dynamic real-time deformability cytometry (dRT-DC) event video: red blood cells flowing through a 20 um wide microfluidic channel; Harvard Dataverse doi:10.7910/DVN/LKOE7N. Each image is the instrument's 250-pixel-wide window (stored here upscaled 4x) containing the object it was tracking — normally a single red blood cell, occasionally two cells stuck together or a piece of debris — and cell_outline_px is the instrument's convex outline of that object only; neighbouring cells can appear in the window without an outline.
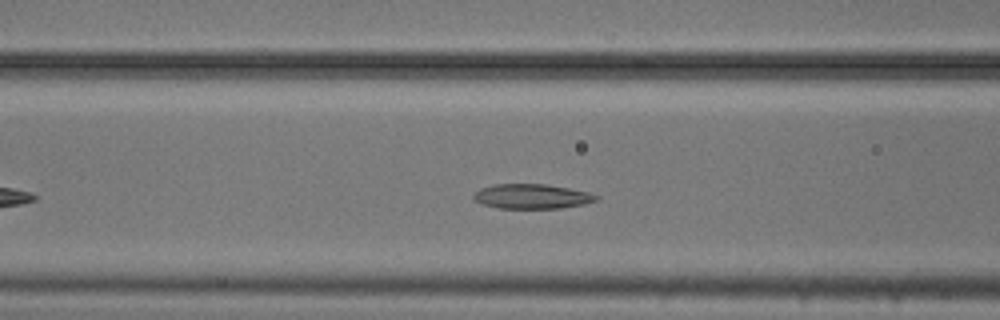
{"species": "common noctule bat (a hibernating species)", "species_latin": "Nyctalus noctula", "temperature_condition": "cold", "stored_images_in_passage": 31, "camera_frame_rate_fps": 3000, "um_per_image_px": 0.085, "animal": {"sex": "male", "body_mass_g": 20.5, "forearm_length_mm": 52.5}, "frame": {"image": 1, "passage_image": 13, "time_ms": 4.0, "image_size_px": [1000, 320], "cell_outline_px": [[600, 200], [584, 204], [560, 208], [496, 208], [484, 204], [476, 200], [472, 196], [480, 188], [496, 184], [548, 184], [588, 192], [600, 196]], "centroid_in_image_um": [45.26, 16.69], "position_along_channel_um": 121.3, "area_um2": 17.63}}
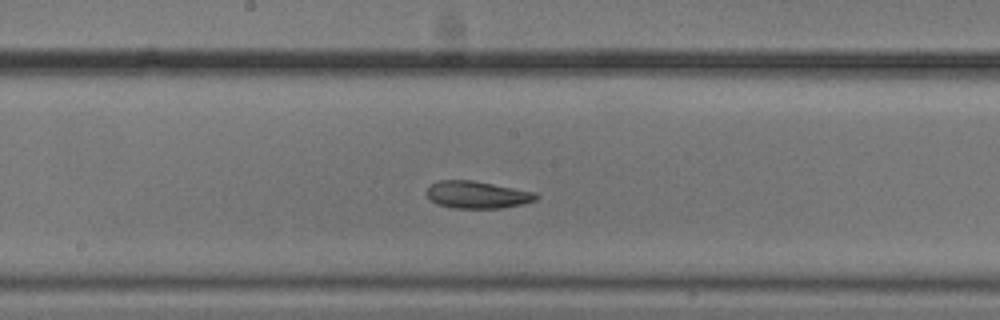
{"frame": {"image": 2, "passage_image": 20, "time_ms": 6.333, "image_size_px": [1000, 320], "cell_outline_px": [[540, 196], [536, 200], [524, 204], [500, 208], [452, 208], [436, 204], [428, 196], [428, 188], [432, 184], [440, 180], [472, 180], [536, 192]], "centroid_in_image_um": [40.61, 16.56], "position_along_channel_um": 207.6, "area_um2": 17.34}}
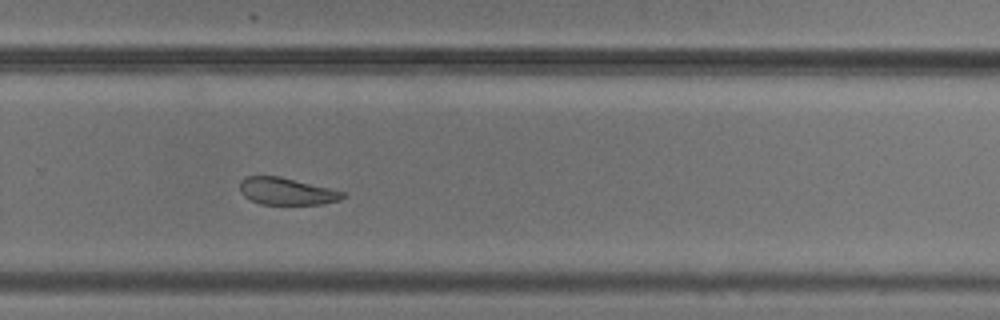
{"frame": {"image": 3, "passage_image": 28, "time_ms": 9.0, "image_size_px": [1000, 320], "cell_outline_px": [[348, 196], [340, 200], [320, 204], [260, 204], [244, 196], [240, 192], [240, 180], [244, 176], [280, 176], [348, 192]], "centroid_in_image_um": [24.41, 16.25], "position_along_channel_um": 305.4, "area_um2": 16.47}}